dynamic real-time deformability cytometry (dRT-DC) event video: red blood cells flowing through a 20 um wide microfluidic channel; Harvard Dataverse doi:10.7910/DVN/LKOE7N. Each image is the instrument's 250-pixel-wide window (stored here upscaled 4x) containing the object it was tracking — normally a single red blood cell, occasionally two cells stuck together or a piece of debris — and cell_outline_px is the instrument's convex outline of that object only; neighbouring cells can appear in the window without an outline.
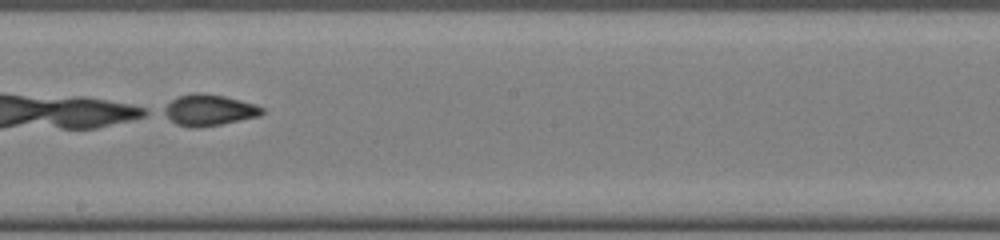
{"species": "common noctule bat (a hibernating species)", "species_latin": "Nyctalus noctula", "temperature_condition": "cold", "stored_images_in_passage": 29, "camera_frame_rate_fps": 3000, "um_per_image_px": 0.085, "animal": {"sex": "female", "body_mass_g": 22.0, "forearm_length_mm": 56.7}, "frame": {"image": 1, "passage_image": 21, "time_ms": 6.667, "image_size_px": [1000, 240], "cell_outline_px": [[264, 112], [260, 116], [220, 124], [196, 128], [192, 128], [176, 124], [160, 112], [160, 108], [172, 100], [180, 96], [196, 92], [204, 92], [224, 96], [256, 104], [264, 108]], "centroid_in_image_um": [17.72, 9.35], "position_along_channel_um": 230.5, "area_um2": 18.03}}
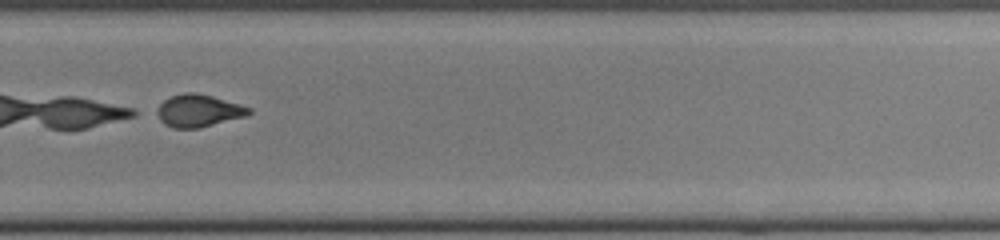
{"frame": {"image": 2, "passage_image": 27, "time_ms": 8.667, "image_size_px": [1000, 240], "cell_outline_px": [[252, 112], [244, 116], [200, 128], [172, 128], [164, 124], [152, 112], [164, 100], [172, 96], [184, 92], [196, 92], [212, 96], [252, 108]], "centroid_in_image_um": [16.81, 9.41], "position_along_channel_um": 313.0, "area_um2": 17.46}}